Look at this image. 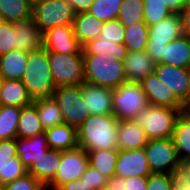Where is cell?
Instances as JSON below:
<instances>
[{"mask_svg":"<svg viewBox=\"0 0 190 190\" xmlns=\"http://www.w3.org/2000/svg\"><path fill=\"white\" fill-rule=\"evenodd\" d=\"M118 124L113 114L90 115L77 128L78 146L87 152L118 149Z\"/></svg>","mask_w":190,"mask_h":190,"instance_id":"6da1fadb","label":"cell"},{"mask_svg":"<svg viewBox=\"0 0 190 190\" xmlns=\"http://www.w3.org/2000/svg\"><path fill=\"white\" fill-rule=\"evenodd\" d=\"M21 81L32 101L53 95L56 87L52 80L49 52L43 46L28 53L26 69Z\"/></svg>","mask_w":190,"mask_h":190,"instance_id":"7a4b0ae2","label":"cell"},{"mask_svg":"<svg viewBox=\"0 0 190 190\" xmlns=\"http://www.w3.org/2000/svg\"><path fill=\"white\" fill-rule=\"evenodd\" d=\"M83 68L85 81L102 87L115 89L127 81L123 61L111 54L83 55Z\"/></svg>","mask_w":190,"mask_h":190,"instance_id":"3957f363","label":"cell"},{"mask_svg":"<svg viewBox=\"0 0 190 190\" xmlns=\"http://www.w3.org/2000/svg\"><path fill=\"white\" fill-rule=\"evenodd\" d=\"M182 109L153 106L140 110L133 120L140 125L148 140L172 138L175 123Z\"/></svg>","mask_w":190,"mask_h":190,"instance_id":"277c9868","label":"cell"},{"mask_svg":"<svg viewBox=\"0 0 190 190\" xmlns=\"http://www.w3.org/2000/svg\"><path fill=\"white\" fill-rule=\"evenodd\" d=\"M144 149L151 173H185L172 138L148 140Z\"/></svg>","mask_w":190,"mask_h":190,"instance_id":"5b68a950","label":"cell"},{"mask_svg":"<svg viewBox=\"0 0 190 190\" xmlns=\"http://www.w3.org/2000/svg\"><path fill=\"white\" fill-rule=\"evenodd\" d=\"M113 115L118 120H131L142 109L149 106L145 92L139 82L126 81L112 89Z\"/></svg>","mask_w":190,"mask_h":190,"instance_id":"8992f818","label":"cell"},{"mask_svg":"<svg viewBox=\"0 0 190 190\" xmlns=\"http://www.w3.org/2000/svg\"><path fill=\"white\" fill-rule=\"evenodd\" d=\"M76 13L67 0H42L33 4L32 18L42 34L62 25H72Z\"/></svg>","mask_w":190,"mask_h":190,"instance_id":"52a82bcc","label":"cell"},{"mask_svg":"<svg viewBox=\"0 0 190 190\" xmlns=\"http://www.w3.org/2000/svg\"><path fill=\"white\" fill-rule=\"evenodd\" d=\"M183 35L179 14H172L154 25L148 26L146 52L157 64L164 58L165 46Z\"/></svg>","mask_w":190,"mask_h":190,"instance_id":"ba28073f","label":"cell"},{"mask_svg":"<svg viewBox=\"0 0 190 190\" xmlns=\"http://www.w3.org/2000/svg\"><path fill=\"white\" fill-rule=\"evenodd\" d=\"M49 64L55 87L80 85L85 81L83 54L49 52Z\"/></svg>","mask_w":190,"mask_h":190,"instance_id":"9c48e42d","label":"cell"},{"mask_svg":"<svg viewBox=\"0 0 190 190\" xmlns=\"http://www.w3.org/2000/svg\"><path fill=\"white\" fill-rule=\"evenodd\" d=\"M52 96L60 108L65 124L77 129L90 116L80 85L57 87Z\"/></svg>","mask_w":190,"mask_h":190,"instance_id":"30bf717a","label":"cell"},{"mask_svg":"<svg viewBox=\"0 0 190 190\" xmlns=\"http://www.w3.org/2000/svg\"><path fill=\"white\" fill-rule=\"evenodd\" d=\"M88 163L87 151L76 148L61 151V162L55 177L46 185L47 190H58L63 184L78 180L85 172Z\"/></svg>","mask_w":190,"mask_h":190,"instance_id":"8fae6325","label":"cell"},{"mask_svg":"<svg viewBox=\"0 0 190 190\" xmlns=\"http://www.w3.org/2000/svg\"><path fill=\"white\" fill-rule=\"evenodd\" d=\"M43 47L48 52L83 54L82 45L74 35L73 25L56 26L46 31L43 34Z\"/></svg>","mask_w":190,"mask_h":190,"instance_id":"7c38bea8","label":"cell"},{"mask_svg":"<svg viewBox=\"0 0 190 190\" xmlns=\"http://www.w3.org/2000/svg\"><path fill=\"white\" fill-rule=\"evenodd\" d=\"M151 174L145 149H118L115 175L122 178L148 177Z\"/></svg>","mask_w":190,"mask_h":190,"instance_id":"4fadbf2b","label":"cell"},{"mask_svg":"<svg viewBox=\"0 0 190 190\" xmlns=\"http://www.w3.org/2000/svg\"><path fill=\"white\" fill-rule=\"evenodd\" d=\"M155 74L183 102L190 89V69L157 63Z\"/></svg>","mask_w":190,"mask_h":190,"instance_id":"5bb4252c","label":"cell"},{"mask_svg":"<svg viewBox=\"0 0 190 190\" xmlns=\"http://www.w3.org/2000/svg\"><path fill=\"white\" fill-rule=\"evenodd\" d=\"M139 83L147 96L149 105L182 109V102L171 89H168L163 82L159 80L155 72L149 74Z\"/></svg>","mask_w":190,"mask_h":190,"instance_id":"9a60e30c","label":"cell"},{"mask_svg":"<svg viewBox=\"0 0 190 190\" xmlns=\"http://www.w3.org/2000/svg\"><path fill=\"white\" fill-rule=\"evenodd\" d=\"M84 103L90 115L113 113L112 89L84 81L80 84Z\"/></svg>","mask_w":190,"mask_h":190,"instance_id":"2e32d148","label":"cell"},{"mask_svg":"<svg viewBox=\"0 0 190 190\" xmlns=\"http://www.w3.org/2000/svg\"><path fill=\"white\" fill-rule=\"evenodd\" d=\"M15 50L30 53L43 46V34L33 18L14 23Z\"/></svg>","mask_w":190,"mask_h":190,"instance_id":"e0dca14e","label":"cell"},{"mask_svg":"<svg viewBox=\"0 0 190 190\" xmlns=\"http://www.w3.org/2000/svg\"><path fill=\"white\" fill-rule=\"evenodd\" d=\"M123 63L126 80L130 82H141L149 74L154 73L156 65L146 51H128Z\"/></svg>","mask_w":190,"mask_h":190,"instance_id":"ac0fdd59","label":"cell"},{"mask_svg":"<svg viewBox=\"0 0 190 190\" xmlns=\"http://www.w3.org/2000/svg\"><path fill=\"white\" fill-rule=\"evenodd\" d=\"M61 162V151L49 149L37 160H34L27 173L41 181L45 186L55 177Z\"/></svg>","mask_w":190,"mask_h":190,"instance_id":"d6986e66","label":"cell"},{"mask_svg":"<svg viewBox=\"0 0 190 190\" xmlns=\"http://www.w3.org/2000/svg\"><path fill=\"white\" fill-rule=\"evenodd\" d=\"M117 138L120 150L141 149L148 142L144 129L133 119L119 120Z\"/></svg>","mask_w":190,"mask_h":190,"instance_id":"ffe728a7","label":"cell"},{"mask_svg":"<svg viewBox=\"0 0 190 190\" xmlns=\"http://www.w3.org/2000/svg\"><path fill=\"white\" fill-rule=\"evenodd\" d=\"M49 149L45 132L31 138H16L17 156L27 169Z\"/></svg>","mask_w":190,"mask_h":190,"instance_id":"44dd1931","label":"cell"},{"mask_svg":"<svg viewBox=\"0 0 190 190\" xmlns=\"http://www.w3.org/2000/svg\"><path fill=\"white\" fill-rule=\"evenodd\" d=\"M172 139L182 165L184 168L190 167V115L181 112Z\"/></svg>","mask_w":190,"mask_h":190,"instance_id":"7402d4cb","label":"cell"},{"mask_svg":"<svg viewBox=\"0 0 190 190\" xmlns=\"http://www.w3.org/2000/svg\"><path fill=\"white\" fill-rule=\"evenodd\" d=\"M0 90L3 106L22 108L33 102L21 80L0 79Z\"/></svg>","mask_w":190,"mask_h":190,"instance_id":"603a6c76","label":"cell"},{"mask_svg":"<svg viewBox=\"0 0 190 190\" xmlns=\"http://www.w3.org/2000/svg\"><path fill=\"white\" fill-rule=\"evenodd\" d=\"M160 63L190 69V37L182 35L169 42Z\"/></svg>","mask_w":190,"mask_h":190,"instance_id":"cb8c5ba5","label":"cell"},{"mask_svg":"<svg viewBox=\"0 0 190 190\" xmlns=\"http://www.w3.org/2000/svg\"><path fill=\"white\" fill-rule=\"evenodd\" d=\"M72 25L76 39L83 46L100 36L103 22L89 12H84L76 14Z\"/></svg>","mask_w":190,"mask_h":190,"instance_id":"d4e9b609","label":"cell"},{"mask_svg":"<svg viewBox=\"0 0 190 190\" xmlns=\"http://www.w3.org/2000/svg\"><path fill=\"white\" fill-rule=\"evenodd\" d=\"M50 149L66 151L78 146L77 129L68 124H60L45 131Z\"/></svg>","mask_w":190,"mask_h":190,"instance_id":"484cf974","label":"cell"},{"mask_svg":"<svg viewBox=\"0 0 190 190\" xmlns=\"http://www.w3.org/2000/svg\"><path fill=\"white\" fill-rule=\"evenodd\" d=\"M28 53L12 50L0 56V79L21 80L26 69Z\"/></svg>","mask_w":190,"mask_h":190,"instance_id":"4316f807","label":"cell"},{"mask_svg":"<svg viewBox=\"0 0 190 190\" xmlns=\"http://www.w3.org/2000/svg\"><path fill=\"white\" fill-rule=\"evenodd\" d=\"M44 131L36 106L31 103L30 105L22 107L17 125V138H31Z\"/></svg>","mask_w":190,"mask_h":190,"instance_id":"83f0119b","label":"cell"},{"mask_svg":"<svg viewBox=\"0 0 190 190\" xmlns=\"http://www.w3.org/2000/svg\"><path fill=\"white\" fill-rule=\"evenodd\" d=\"M44 130L64 123L62 113L53 96L34 100L32 102Z\"/></svg>","mask_w":190,"mask_h":190,"instance_id":"f1b7e54d","label":"cell"},{"mask_svg":"<svg viewBox=\"0 0 190 190\" xmlns=\"http://www.w3.org/2000/svg\"><path fill=\"white\" fill-rule=\"evenodd\" d=\"M33 4L29 0H0V19L18 22L32 17Z\"/></svg>","mask_w":190,"mask_h":190,"instance_id":"f546056e","label":"cell"},{"mask_svg":"<svg viewBox=\"0 0 190 190\" xmlns=\"http://www.w3.org/2000/svg\"><path fill=\"white\" fill-rule=\"evenodd\" d=\"M83 55H100L104 53L105 56L111 54L113 59L124 61L128 54V49L123 43H114L103 41V37L88 41L82 46Z\"/></svg>","mask_w":190,"mask_h":190,"instance_id":"4dcf8cb0","label":"cell"},{"mask_svg":"<svg viewBox=\"0 0 190 190\" xmlns=\"http://www.w3.org/2000/svg\"><path fill=\"white\" fill-rule=\"evenodd\" d=\"M88 163L100 171L107 179L115 175L118 149L88 151Z\"/></svg>","mask_w":190,"mask_h":190,"instance_id":"1f68e13d","label":"cell"},{"mask_svg":"<svg viewBox=\"0 0 190 190\" xmlns=\"http://www.w3.org/2000/svg\"><path fill=\"white\" fill-rule=\"evenodd\" d=\"M21 108L1 106L0 108V141L17 138V125Z\"/></svg>","mask_w":190,"mask_h":190,"instance_id":"d6a6232c","label":"cell"},{"mask_svg":"<svg viewBox=\"0 0 190 190\" xmlns=\"http://www.w3.org/2000/svg\"><path fill=\"white\" fill-rule=\"evenodd\" d=\"M148 42V26L146 23H136L125 27L124 45L128 51H145Z\"/></svg>","mask_w":190,"mask_h":190,"instance_id":"836d02e7","label":"cell"},{"mask_svg":"<svg viewBox=\"0 0 190 190\" xmlns=\"http://www.w3.org/2000/svg\"><path fill=\"white\" fill-rule=\"evenodd\" d=\"M118 19L124 27L145 23L143 0H122Z\"/></svg>","mask_w":190,"mask_h":190,"instance_id":"e575fe53","label":"cell"},{"mask_svg":"<svg viewBox=\"0 0 190 190\" xmlns=\"http://www.w3.org/2000/svg\"><path fill=\"white\" fill-rule=\"evenodd\" d=\"M122 0H94L89 13L102 22L117 19Z\"/></svg>","mask_w":190,"mask_h":190,"instance_id":"d590c367","label":"cell"},{"mask_svg":"<svg viewBox=\"0 0 190 190\" xmlns=\"http://www.w3.org/2000/svg\"><path fill=\"white\" fill-rule=\"evenodd\" d=\"M144 22L151 26L172 15L171 10L162 0H143Z\"/></svg>","mask_w":190,"mask_h":190,"instance_id":"8d00e7d4","label":"cell"},{"mask_svg":"<svg viewBox=\"0 0 190 190\" xmlns=\"http://www.w3.org/2000/svg\"><path fill=\"white\" fill-rule=\"evenodd\" d=\"M107 187L112 190L115 188L118 190H146L147 177L122 178L114 175L107 179Z\"/></svg>","mask_w":190,"mask_h":190,"instance_id":"74e56055","label":"cell"},{"mask_svg":"<svg viewBox=\"0 0 190 190\" xmlns=\"http://www.w3.org/2000/svg\"><path fill=\"white\" fill-rule=\"evenodd\" d=\"M27 174V168L18 156L5 161L3 175H0V185L14 181Z\"/></svg>","mask_w":190,"mask_h":190,"instance_id":"f35d334b","label":"cell"},{"mask_svg":"<svg viewBox=\"0 0 190 190\" xmlns=\"http://www.w3.org/2000/svg\"><path fill=\"white\" fill-rule=\"evenodd\" d=\"M125 27L119 19H113L103 22L99 37H103V41L114 43H124Z\"/></svg>","mask_w":190,"mask_h":190,"instance_id":"ab89813d","label":"cell"},{"mask_svg":"<svg viewBox=\"0 0 190 190\" xmlns=\"http://www.w3.org/2000/svg\"><path fill=\"white\" fill-rule=\"evenodd\" d=\"M181 174L151 173L147 177L146 190H173Z\"/></svg>","mask_w":190,"mask_h":190,"instance_id":"60d3db41","label":"cell"},{"mask_svg":"<svg viewBox=\"0 0 190 190\" xmlns=\"http://www.w3.org/2000/svg\"><path fill=\"white\" fill-rule=\"evenodd\" d=\"M2 190H47L46 186L27 173L18 179L1 185Z\"/></svg>","mask_w":190,"mask_h":190,"instance_id":"b9f144b4","label":"cell"},{"mask_svg":"<svg viewBox=\"0 0 190 190\" xmlns=\"http://www.w3.org/2000/svg\"><path fill=\"white\" fill-rule=\"evenodd\" d=\"M15 50L14 22L0 21V56Z\"/></svg>","mask_w":190,"mask_h":190,"instance_id":"7bdbcfd3","label":"cell"},{"mask_svg":"<svg viewBox=\"0 0 190 190\" xmlns=\"http://www.w3.org/2000/svg\"><path fill=\"white\" fill-rule=\"evenodd\" d=\"M80 179L85 181L94 190H101L107 186V178L90 165L87 166Z\"/></svg>","mask_w":190,"mask_h":190,"instance_id":"ee69618b","label":"cell"},{"mask_svg":"<svg viewBox=\"0 0 190 190\" xmlns=\"http://www.w3.org/2000/svg\"><path fill=\"white\" fill-rule=\"evenodd\" d=\"M17 156L16 139L0 141V175H3L5 161Z\"/></svg>","mask_w":190,"mask_h":190,"instance_id":"f6af8a7d","label":"cell"},{"mask_svg":"<svg viewBox=\"0 0 190 190\" xmlns=\"http://www.w3.org/2000/svg\"><path fill=\"white\" fill-rule=\"evenodd\" d=\"M183 35L190 37V5H186L179 13Z\"/></svg>","mask_w":190,"mask_h":190,"instance_id":"bcb514c9","label":"cell"},{"mask_svg":"<svg viewBox=\"0 0 190 190\" xmlns=\"http://www.w3.org/2000/svg\"><path fill=\"white\" fill-rule=\"evenodd\" d=\"M94 0H67L76 14L88 12Z\"/></svg>","mask_w":190,"mask_h":190,"instance_id":"7dc6e473","label":"cell"},{"mask_svg":"<svg viewBox=\"0 0 190 190\" xmlns=\"http://www.w3.org/2000/svg\"><path fill=\"white\" fill-rule=\"evenodd\" d=\"M58 190H94V189H92L85 181L78 179L63 184Z\"/></svg>","mask_w":190,"mask_h":190,"instance_id":"c3c4849f","label":"cell"},{"mask_svg":"<svg viewBox=\"0 0 190 190\" xmlns=\"http://www.w3.org/2000/svg\"><path fill=\"white\" fill-rule=\"evenodd\" d=\"M174 14H179L187 5L186 0H162Z\"/></svg>","mask_w":190,"mask_h":190,"instance_id":"681fc988","label":"cell"},{"mask_svg":"<svg viewBox=\"0 0 190 190\" xmlns=\"http://www.w3.org/2000/svg\"><path fill=\"white\" fill-rule=\"evenodd\" d=\"M173 190H190V178L185 173L179 175Z\"/></svg>","mask_w":190,"mask_h":190,"instance_id":"f907efd6","label":"cell"},{"mask_svg":"<svg viewBox=\"0 0 190 190\" xmlns=\"http://www.w3.org/2000/svg\"><path fill=\"white\" fill-rule=\"evenodd\" d=\"M182 112L183 113H190V89H189L187 97L182 102Z\"/></svg>","mask_w":190,"mask_h":190,"instance_id":"816d5d0a","label":"cell"},{"mask_svg":"<svg viewBox=\"0 0 190 190\" xmlns=\"http://www.w3.org/2000/svg\"><path fill=\"white\" fill-rule=\"evenodd\" d=\"M185 174L190 178V167L185 168Z\"/></svg>","mask_w":190,"mask_h":190,"instance_id":"f5cc1de1","label":"cell"},{"mask_svg":"<svg viewBox=\"0 0 190 190\" xmlns=\"http://www.w3.org/2000/svg\"><path fill=\"white\" fill-rule=\"evenodd\" d=\"M32 4H35L36 2L42 1V0H29Z\"/></svg>","mask_w":190,"mask_h":190,"instance_id":"db71d44e","label":"cell"},{"mask_svg":"<svg viewBox=\"0 0 190 190\" xmlns=\"http://www.w3.org/2000/svg\"><path fill=\"white\" fill-rule=\"evenodd\" d=\"M101 190H112V189H109L107 186L106 187H104V188H102ZM113 190H118V189H113Z\"/></svg>","mask_w":190,"mask_h":190,"instance_id":"11a10c76","label":"cell"},{"mask_svg":"<svg viewBox=\"0 0 190 190\" xmlns=\"http://www.w3.org/2000/svg\"><path fill=\"white\" fill-rule=\"evenodd\" d=\"M2 106V102H1V90H0V108Z\"/></svg>","mask_w":190,"mask_h":190,"instance_id":"9f6ffc18","label":"cell"},{"mask_svg":"<svg viewBox=\"0 0 190 190\" xmlns=\"http://www.w3.org/2000/svg\"><path fill=\"white\" fill-rule=\"evenodd\" d=\"M187 5H190V0H186Z\"/></svg>","mask_w":190,"mask_h":190,"instance_id":"6f0895ef","label":"cell"}]
</instances>
